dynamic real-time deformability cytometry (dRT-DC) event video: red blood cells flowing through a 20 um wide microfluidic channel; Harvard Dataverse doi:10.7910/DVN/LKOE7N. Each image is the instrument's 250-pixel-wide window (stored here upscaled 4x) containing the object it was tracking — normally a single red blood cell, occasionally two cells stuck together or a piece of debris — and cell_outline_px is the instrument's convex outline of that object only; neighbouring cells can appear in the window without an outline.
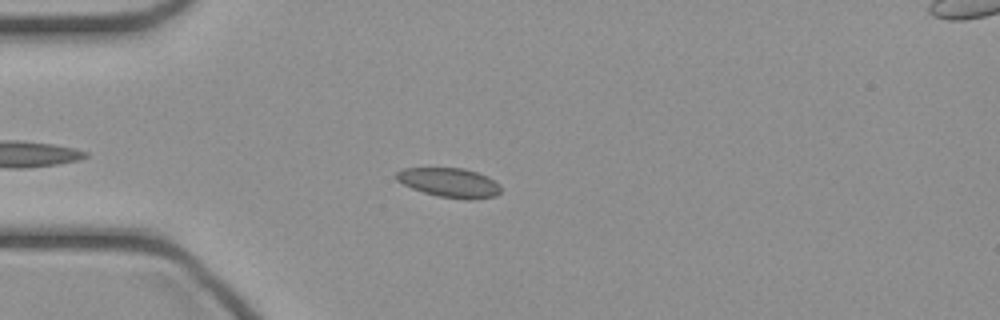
{"species": "common noctule bat (a hibernating species)", "species_latin": "Nyctalus noctula", "temperature_condition": "cold", "stored_images_in_passage": 31, "camera_frame_rate_fps": 3000, "um_per_image_px": 0.085, "animal": {"sex": "female", "body_mass_g": 21.9}, "frame": {"image": 1, "passage_image": 7, "time_ms": 2.0, "image_size_px": [1000, 320], "cell_outline_px": [[500, 192], [496, 196], [476, 200], [468, 200], [440, 196], [424, 192], [412, 188], [396, 180], [392, 176], [396, 172], [404, 168], [464, 168], [488, 176], [500, 184]], "centroid_in_image_um": [38.21, 15.52], "position_along_channel_um": 46.8, "area_um2": 18.03}}
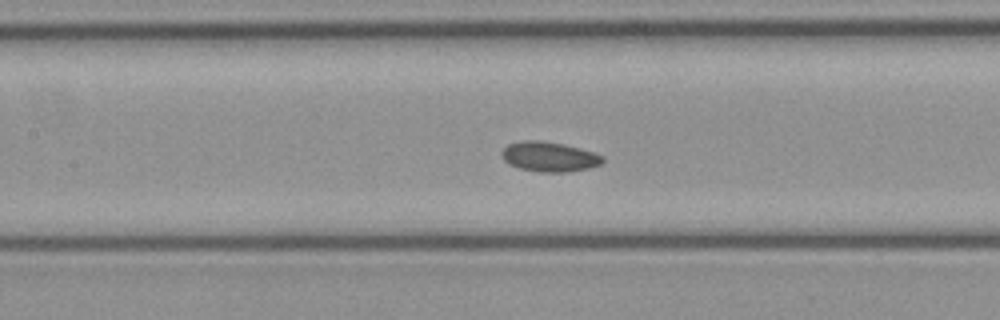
{"frame": {"image": 2, "passage_image": 16, "time_ms": 5.0, "image_size_px": [1000, 320], "cell_outline_px": [[604, 160], [600, 164], [588, 168], [568, 172], [540, 172], [520, 168], [508, 164], [500, 156], [500, 152], [508, 144], [520, 140], [544, 140], [564, 144], [580, 148], [604, 156]], "centroid_in_image_um": [46.65, 13.31], "position_along_channel_um": 160.8, "area_um2": 17.74}}
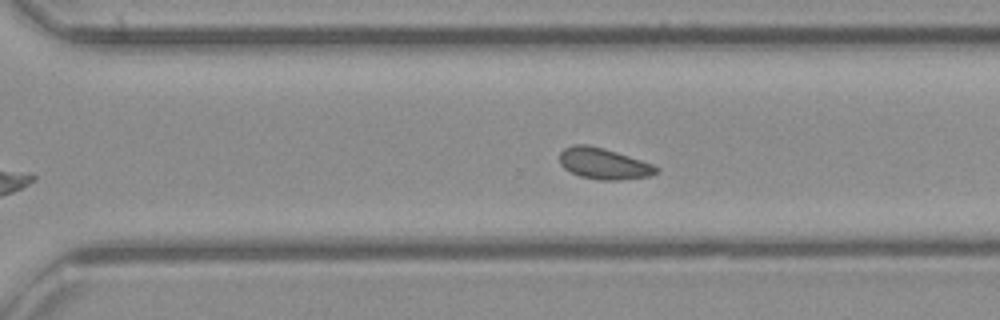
{"frame": {"image": 3, "passage_image": 27, "time_ms": 8.667, "image_size_px": [1000, 320], "cell_outline_px": [[660, 172], [648, 176], [620, 180], [600, 180], [580, 176], [564, 168], [560, 164], [560, 152], [564, 148], [572, 144], [588, 144], [604, 148], [652, 164], [660, 168]], "centroid_in_image_um": [51.31, 13.9], "position_along_channel_um": 319.3, "area_um2": 17.51}}